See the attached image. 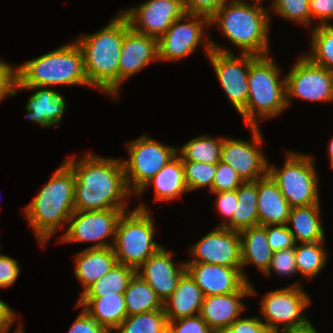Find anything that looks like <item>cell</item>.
I'll list each match as a JSON object with an SVG mask.
<instances>
[{
  "label": "cell",
  "mask_w": 333,
  "mask_h": 333,
  "mask_svg": "<svg viewBox=\"0 0 333 333\" xmlns=\"http://www.w3.org/2000/svg\"><path fill=\"white\" fill-rule=\"evenodd\" d=\"M68 156L65 162L75 174L76 211L128 209L129 191L121 158L100 157L92 153Z\"/></svg>",
  "instance_id": "1"
},
{
  "label": "cell",
  "mask_w": 333,
  "mask_h": 333,
  "mask_svg": "<svg viewBox=\"0 0 333 333\" xmlns=\"http://www.w3.org/2000/svg\"><path fill=\"white\" fill-rule=\"evenodd\" d=\"M130 28L127 18L118 13L99 31L78 37L75 41L84 55V70L89 86L118 98L120 52L125 32Z\"/></svg>",
  "instance_id": "2"
},
{
  "label": "cell",
  "mask_w": 333,
  "mask_h": 333,
  "mask_svg": "<svg viewBox=\"0 0 333 333\" xmlns=\"http://www.w3.org/2000/svg\"><path fill=\"white\" fill-rule=\"evenodd\" d=\"M75 180L72 168L64 161L35 198L23 209L28 224L43 248L58 228L64 230L75 211Z\"/></svg>",
  "instance_id": "3"
},
{
  "label": "cell",
  "mask_w": 333,
  "mask_h": 333,
  "mask_svg": "<svg viewBox=\"0 0 333 333\" xmlns=\"http://www.w3.org/2000/svg\"><path fill=\"white\" fill-rule=\"evenodd\" d=\"M270 23L269 10L256 0L254 4L245 0L229 1L210 17V26H218L241 54L254 56L270 53Z\"/></svg>",
  "instance_id": "4"
},
{
  "label": "cell",
  "mask_w": 333,
  "mask_h": 333,
  "mask_svg": "<svg viewBox=\"0 0 333 333\" xmlns=\"http://www.w3.org/2000/svg\"><path fill=\"white\" fill-rule=\"evenodd\" d=\"M15 67L16 83L21 87H90L83 51L75 40Z\"/></svg>",
  "instance_id": "5"
},
{
  "label": "cell",
  "mask_w": 333,
  "mask_h": 333,
  "mask_svg": "<svg viewBox=\"0 0 333 333\" xmlns=\"http://www.w3.org/2000/svg\"><path fill=\"white\" fill-rule=\"evenodd\" d=\"M281 72L270 55L256 56L251 61L247 104L238 113L246 126L258 127L260 119L276 117L287 108L285 77L280 78Z\"/></svg>",
  "instance_id": "6"
},
{
  "label": "cell",
  "mask_w": 333,
  "mask_h": 333,
  "mask_svg": "<svg viewBox=\"0 0 333 333\" xmlns=\"http://www.w3.org/2000/svg\"><path fill=\"white\" fill-rule=\"evenodd\" d=\"M154 219L145 203H141L129 213L123 212L116 226L112 246L119 264L137 270L150 256L163 247L154 241L156 231Z\"/></svg>",
  "instance_id": "7"
},
{
  "label": "cell",
  "mask_w": 333,
  "mask_h": 333,
  "mask_svg": "<svg viewBox=\"0 0 333 333\" xmlns=\"http://www.w3.org/2000/svg\"><path fill=\"white\" fill-rule=\"evenodd\" d=\"M286 153L282 168L268 162L267 173L277 183L291 207L320 203L319 177L314 157L293 151Z\"/></svg>",
  "instance_id": "8"
},
{
  "label": "cell",
  "mask_w": 333,
  "mask_h": 333,
  "mask_svg": "<svg viewBox=\"0 0 333 333\" xmlns=\"http://www.w3.org/2000/svg\"><path fill=\"white\" fill-rule=\"evenodd\" d=\"M310 304L309 295L298 281L288 287L266 293L259 308L268 331L285 333L310 321L305 313Z\"/></svg>",
  "instance_id": "9"
},
{
  "label": "cell",
  "mask_w": 333,
  "mask_h": 333,
  "mask_svg": "<svg viewBox=\"0 0 333 333\" xmlns=\"http://www.w3.org/2000/svg\"><path fill=\"white\" fill-rule=\"evenodd\" d=\"M129 159L121 158L129 191L135 195L171 159L177 155V147L165 146L161 142L142 135L127 143Z\"/></svg>",
  "instance_id": "10"
},
{
  "label": "cell",
  "mask_w": 333,
  "mask_h": 333,
  "mask_svg": "<svg viewBox=\"0 0 333 333\" xmlns=\"http://www.w3.org/2000/svg\"><path fill=\"white\" fill-rule=\"evenodd\" d=\"M206 27H210V18L184 13L158 39L159 60L165 62L181 60L191 55L199 47L202 39H204V54L207 57L212 51V47L211 39L204 32Z\"/></svg>",
  "instance_id": "11"
},
{
  "label": "cell",
  "mask_w": 333,
  "mask_h": 333,
  "mask_svg": "<svg viewBox=\"0 0 333 333\" xmlns=\"http://www.w3.org/2000/svg\"><path fill=\"white\" fill-rule=\"evenodd\" d=\"M212 51L207 56L213 66L220 86L239 113L247 104L248 75L251 61L256 57L251 54L235 56L231 50L210 41Z\"/></svg>",
  "instance_id": "12"
},
{
  "label": "cell",
  "mask_w": 333,
  "mask_h": 333,
  "mask_svg": "<svg viewBox=\"0 0 333 333\" xmlns=\"http://www.w3.org/2000/svg\"><path fill=\"white\" fill-rule=\"evenodd\" d=\"M129 209H109L74 211L68 220V227L59 239L60 242H93L87 249L112 247L116 226L123 212ZM109 242L107 241L108 238Z\"/></svg>",
  "instance_id": "13"
},
{
  "label": "cell",
  "mask_w": 333,
  "mask_h": 333,
  "mask_svg": "<svg viewBox=\"0 0 333 333\" xmlns=\"http://www.w3.org/2000/svg\"><path fill=\"white\" fill-rule=\"evenodd\" d=\"M285 88L287 107L291 96L305 101L330 102L333 101V72L301 55L285 76Z\"/></svg>",
  "instance_id": "14"
},
{
  "label": "cell",
  "mask_w": 333,
  "mask_h": 333,
  "mask_svg": "<svg viewBox=\"0 0 333 333\" xmlns=\"http://www.w3.org/2000/svg\"><path fill=\"white\" fill-rule=\"evenodd\" d=\"M252 140L223 138L220 161L229 164L245 181H256L264 177L268 171V160L260 149L264 142L261 129L249 126Z\"/></svg>",
  "instance_id": "15"
},
{
  "label": "cell",
  "mask_w": 333,
  "mask_h": 333,
  "mask_svg": "<svg viewBox=\"0 0 333 333\" xmlns=\"http://www.w3.org/2000/svg\"><path fill=\"white\" fill-rule=\"evenodd\" d=\"M136 32L159 39L184 13V0H147L121 10Z\"/></svg>",
  "instance_id": "16"
},
{
  "label": "cell",
  "mask_w": 333,
  "mask_h": 333,
  "mask_svg": "<svg viewBox=\"0 0 333 333\" xmlns=\"http://www.w3.org/2000/svg\"><path fill=\"white\" fill-rule=\"evenodd\" d=\"M195 258L186 262H201L242 268L241 241L238 231L218 227L196 242L189 249Z\"/></svg>",
  "instance_id": "17"
},
{
  "label": "cell",
  "mask_w": 333,
  "mask_h": 333,
  "mask_svg": "<svg viewBox=\"0 0 333 333\" xmlns=\"http://www.w3.org/2000/svg\"><path fill=\"white\" fill-rule=\"evenodd\" d=\"M172 252V249L167 251L163 246L136 270L156 292L162 303L174 292L179 279L186 272V262L183 261L176 266L172 260Z\"/></svg>",
  "instance_id": "18"
},
{
  "label": "cell",
  "mask_w": 333,
  "mask_h": 333,
  "mask_svg": "<svg viewBox=\"0 0 333 333\" xmlns=\"http://www.w3.org/2000/svg\"><path fill=\"white\" fill-rule=\"evenodd\" d=\"M186 272L201 288L204 296L238 292L247 283L242 268L186 262Z\"/></svg>",
  "instance_id": "19"
},
{
  "label": "cell",
  "mask_w": 333,
  "mask_h": 333,
  "mask_svg": "<svg viewBox=\"0 0 333 333\" xmlns=\"http://www.w3.org/2000/svg\"><path fill=\"white\" fill-rule=\"evenodd\" d=\"M158 58V39L136 32H125L120 52L119 91L122 83Z\"/></svg>",
  "instance_id": "20"
},
{
  "label": "cell",
  "mask_w": 333,
  "mask_h": 333,
  "mask_svg": "<svg viewBox=\"0 0 333 333\" xmlns=\"http://www.w3.org/2000/svg\"><path fill=\"white\" fill-rule=\"evenodd\" d=\"M253 287L247 282L238 292L204 296L199 315L212 330L231 326L246 309L242 298L257 294Z\"/></svg>",
  "instance_id": "21"
},
{
  "label": "cell",
  "mask_w": 333,
  "mask_h": 333,
  "mask_svg": "<svg viewBox=\"0 0 333 333\" xmlns=\"http://www.w3.org/2000/svg\"><path fill=\"white\" fill-rule=\"evenodd\" d=\"M29 89L34 90V93L27 100V119L44 127L58 125L62 121L67 106L62 94L49 87H21L15 83L14 95L19 90Z\"/></svg>",
  "instance_id": "22"
},
{
  "label": "cell",
  "mask_w": 333,
  "mask_h": 333,
  "mask_svg": "<svg viewBox=\"0 0 333 333\" xmlns=\"http://www.w3.org/2000/svg\"><path fill=\"white\" fill-rule=\"evenodd\" d=\"M257 195L259 225H286L288 223L291 206L268 173L257 179Z\"/></svg>",
  "instance_id": "23"
},
{
  "label": "cell",
  "mask_w": 333,
  "mask_h": 333,
  "mask_svg": "<svg viewBox=\"0 0 333 333\" xmlns=\"http://www.w3.org/2000/svg\"><path fill=\"white\" fill-rule=\"evenodd\" d=\"M76 308L82 307L109 333L127 317L124 293L104 296H80Z\"/></svg>",
  "instance_id": "24"
},
{
  "label": "cell",
  "mask_w": 333,
  "mask_h": 333,
  "mask_svg": "<svg viewBox=\"0 0 333 333\" xmlns=\"http://www.w3.org/2000/svg\"><path fill=\"white\" fill-rule=\"evenodd\" d=\"M204 294L201 288L185 272L179 279L177 288L163 303V310L168 321L200 314Z\"/></svg>",
  "instance_id": "25"
},
{
  "label": "cell",
  "mask_w": 333,
  "mask_h": 333,
  "mask_svg": "<svg viewBox=\"0 0 333 333\" xmlns=\"http://www.w3.org/2000/svg\"><path fill=\"white\" fill-rule=\"evenodd\" d=\"M74 258V275L83 286V292L118 263L112 247L85 248Z\"/></svg>",
  "instance_id": "26"
},
{
  "label": "cell",
  "mask_w": 333,
  "mask_h": 333,
  "mask_svg": "<svg viewBox=\"0 0 333 333\" xmlns=\"http://www.w3.org/2000/svg\"><path fill=\"white\" fill-rule=\"evenodd\" d=\"M241 241L242 275L250 282L244 266L254 264L258 270L265 274L270 266L274 251L267 241L266 226L257 225L239 232Z\"/></svg>",
  "instance_id": "27"
},
{
  "label": "cell",
  "mask_w": 333,
  "mask_h": 333,
  "mask_svg": "<svg viewBox=\"0 0 333 333\" xmlns=\"http://www.w3.org/2000/svg\"><path fill=\"white\" fill-rule=\"evenodd\" d=\"M151 185L155 191V200L170 201L188 193L184 180V168L181 158L176 155L171 159L145 186L135 195L142 196L146 188Z\"/></svg>",
  "instance_id": "28"
},
{
  "label": "cell",
  "mask_w": 333,
  "mask_h": 333,
  "mask_svg": "<svg viewBox=\"0 0 333 333\" xmlns=\"http://www.w3.org/2000/svg\"><path fill=\"white\" fill-rule=\"evenodd\" d=\"M320 206V203H318L310 206L291 207L287 225L295 243L325 240V231L320 221L322 214ZM291 226L293 227L291 228Z\"/></svg>",
  "instance_id": "29"
},
{
  "label": "cell",
  "mask_w": 333,
  "mask_h": 333,
  "mask_svg": "<svg viewBox=\"0 0 333 333\" xmlns=\"http://www.w3.org/2000/svg\"><path fill=\"white\" fill-rule=\"evenodd\" d=\"M236 191L237 204L233 217L224 227L240 232L259 225L257 180L243 182Z\"/></svg>",
  "instance_id": "30"
},
{
  "label": "cell",
  "mask_w": 333,
  "mask_h": 333,
  "mask_svg": "<svg viewBox=\"0 0 333 333\" xmlns=\"http://www.w3.org/2000/svg\"><path fill=\"white\" fill-rule=\"evenodd\" d=\"M127 316L163 309L156 292L137 273L124 291Z\"/></svg>",
  "instance_id": "31"
},
{
  "label": "cell",
  "mask_w": 333,
  "mask_h": 333,
  "mask_svg": "<svg viewBox=\"0 0 333 333\" xmlns=\"http://www.w3.org/2000/svg\"><path fill=\"white\" fill-rule=\"evenodd\" d=\"M223 138H213L211 135L197 136L181 148H177V155L182 161L217 164L220 161Z\"/></svg>",
  "instance_id": "32"
},
{
  "label": "cell",
  "mask_w": 333,
  "mask_h": 333,
  "mask_svg": "<svg viewBox=\"0 0 333 333\" xmlns=\"http://www.w3.org/2000/svg\"><path fill=\"white\" fill-rule=\"evenodd\" d=\"M327 252L324 241L295 244V261L297 272L301 277L312 280L327 264Z\"/></svg>",
  "instance_id": "33"
},
{
  "label": "cell",
  "mask_w": 333,
  "mask_h": 333,
  "mask_svg": "<svg viewBox=\"0 0 333 333\" xmlns=\"http://www.w3.org/2000/svg\"><path fill=\"white\" fill-rule=\"evenodd\" d=\"M136 270L117 263L109 272L89 286L80 296H104L124 293Z\"/></svg>",
  "instance_id": "34"
},
{
  "label": "cell",
  "mask_w": 333,
  "mask_h": 333,
  "mask_svg": "<svg viewBox=\"0 0 333 333\" xmlns=\"http://www.w3.org/2000/svg\"><path fill=\"white\" fill-rule=\"evenodd\" d=\"M311 33V50L305 55L312 63L333 72V23L314 25Z\"/></svg>",
  "instance_id": "35"
},
{
  "label": "cell",
  "mask_w": 333,
  "mask_h": 333,
  "mask_svg": "<svg viewBox=\"0 0 333 333\" xmlns=\"http://www.w3.org/2000/svg\"><path fill=\"white\" fill-rule=\"evenodd\" d=\"M119 333H167L168 319L163 309L127 316L114 330Z\"/></svg>",
  "instance_id": "36"
},
{
  "label": "cell",
  "mask_w": 333,
  "mask_h": 333,
  "mask_svg": "<svg viewBox=\"0 0 333 333\" xmlns=\"http://www.w3.org/2000/svg\"><path fill=\"white\" fill-rule=\"evenodd\" d=\"M182 164L184 180L189 192L205 187H208L209 191L212 189L216 164L196 161H182Z\"/></svg>",
  "instance_id": "37"
},
{
  "label": "cell",
  "mask_w": 333,
  "mask_h": 333,
  "mask_svg": "<svg viewBox=\"0 0 333 333\" xmlns=\"http://www.w3.org/2000/svg\"><path fill=\"white\" fill-rule=\"evenodd\" d=\"M309 0H273L270 8L280 18L310 27Z\"/></svg>",
  "instance_id": "38"
},
{
  "label": "cell",
  "mask_w": 333,
  "mask_h": 333,
  "mask_svg": "<svg viewBox=\"0 0 333 333\" xmlns=\"http://www.w3.org/2000/svg\"><path fill=\"white\" fill-rule=\"evenodd\" d=\"M243 182L241 177L229 164L219 161L216 164V172L210 192L236 190Z\"/></svg>",
  "instance_id": "39"
},
{
  "label": "cell",
  "mask_w": 333,
  "mask_h": 333,
  "mask_svg": "<svg viewBox=\"0 0 333 333\" xmlns=\"http://www.w3.org/2000/svg\"><path fill=\"white\" fill-rule=\"evenodd\" d=\"M272 270L274 273L279 274L281 277H288L297 274L298 272L295 261V247L275 251L271 258L270 266L265 275H270Z\"/></svg>",
  "instance_id": "40"
},
{
  "label": "cell",
  "mask_w": 333,
  "mask_h": 333,
  "mask_svg": "<svg viewBox=\"0 0 333 333\" xmlns=\"http://www.w3.org/2000/svg\"><path fill=\"white\" fill-rule=\"evenodd\" d=\"M267 241L271 249L275 251L295 247V240L288 225L266 226Z\"/></svg>",
  "instance_id": "41"
},
{
  "label": "cell",
  "mask_w": 333,
  "mask_h": 333,
  "mask_svg": "<svg viewBox=\"0 0 333 333\" xmlns=\"http://www.w3.org/2000/svg\"><path fill=\"white\" fill-rule=\"evenodd\" d=\"M167 333H213L200 315L168 321Z\"/></svg>",
  "instance_id": "42"
},
{
  "label": "cell",
  "mask_w": 333,
  "mask_h": 333,
  "mask_svg": "<svg viewBox=\"0 0 333 333\" xmlns=\"http://www.w3.org/2000/svg\"><path fill=\"white\" fill-rule=\"evenodd\" d=\"M216 195V209L220 216L222 215L223 222L218 227H224L233 217V212L237 204V191H222V192H211Z\"/></svg>",
  "instance_id": "43"
},
{
  "label": "cell",
  "mask_w": 333,
  "mask_h": 333,
  "mask_svg": "<svg viewBox=\"0 0 333 333\" xmlns=\"http://www.w3.org/2000/svg\"><path fill=\"white\" fill-rule=\"evenodd\" d=\"M231 0H184L185 13L198 14L210 18L225 3Z\"/></svg>",
  "instance_id": "44"
},
{
  "label": "cell",
  "mask_w": 333,
  "mask_h": 333,
  "mask_svg": "<svg viewBox=\"0 0 333 333\" xmlns=\"http://www.w3.org/2000/svg\"><path fill=\"white\" fill-rule=\"evenodd\" d=\"M310 23L315 19L318 24L330 25L333 20V0H309Z\"/></svg>",
  "instance_id": "45"
},
{
  "label": "cell",
  "mask_w": 333,
  "mask_h": 333,
  "mask_svg": "<svg viewBox=\"0 0 333 333\" xmlns=\"http://www.w3.org/2000/svg\"><path fill=\"white\" fill-rule=\"evenodd\" d=\"M20 266L16 259L0 254V288L11 287L20 275Z\"/></svg>",
  "instance_id": "46"
},
{
  "label": "cell",
  "mask_w": 333,
  "mask_h": 333,
  "mask_svg": "<svg viewBox=\"0 0 333 333\" xmlns=\"http://www.w3.org/2000/svg\"><path fill=\"white\" fill-rule=\"evenodd\" d=\"M16 67L0 60V101L6 96H14Z\"/></svg>",
  "instance_id": "47"
},
{
  "label": "cell",
  "mask_w": 333,
  "mask_h": 333,
  "mask_svg": "<svg viewBox=\"0 0 333 333\" xmlns=\"http://www.w3.org/2000/svg\"><path fill=\"white\" fill-rule=\"evenodd\" d=\"M68 333H109L98 324L83 308L72 323Z\"/></svg>",
  "instance_id": "48"
},
{
  "label": "cell",
  "mask_w": 333,
  "mask_h": 333,
  "mask_svg": "<svg viewBox=\"0 0 333 333\" xmlns=\"http://www.w3.org/2000/svg\"><path fill=\"white\" fill-rule=\"evenodd\" d=\"M235 333H268L261 317L238 318L230 326Z\"/></svg>",
  "instance_id": "49"
},
{
  "label": "cell",
  "mask_w": 333,
  "mask_h": 333,
  "mask_svg": "<svg viewBox=\"0 0 333 333\" xmlns=\"http://www.w3.org/2000/svg\"><path fill=\"white\" fill-rule=\"evenodd\" d=\"M15 311L0 299V333H8L11 325L17 320Z\"/></svg>",
  "instance_id": "50"
},
{
  "label": "cell",
  "mask_w": 333,
  "mask_h": 333,
  "mask_svg": "<svg viewBox=\"0 0 333 333\" xmlns=\"http://www.w3.org/2000/svg\"><path fill=\"white\" fill-rule=\"evenodd\" d=\"M285 333H319L313 326L312 322H308L306 325L298 327L294 330L287 331Z\"/></svg>",
  "instance_id": "51"
},
{
  "label": "cell",
  "mask_w": 333,
  "mask_h": 333,
  "mask_svg": "<svg viewBox=\"0 0 333 333\" xmlns=\"http://www.w3.org/2000/svg\"><path fill=\"white\" fill-rule=\"evenodd\" d=\"M328 156H329V160H330V165L333 168V136L330 139V143L328 145Z\"/></svg>",
  "instance_id": "52"
},
{
  "label": "cell",
  "mask_w": 333,
  "mask_h": 333,
  "mask_svg": "<svg viewBox=\"0 0 333 333\" xmlns=\"http://www.w3.org/2000/svg\"><path fill=\"white\" fill-rule=\"evenodd\" d=\"M213 333H235L234 330L229 327H222L216 330H213Z\"/></svg>",
  "instance_id": "53"
},
{
  "label": "cell",
  "mask_w": 333,
  "mask_h": 333,
  "mask_svg": "<svg viewBox=\"0 0 333 333\" xmlns=\"http://www.w3.org/2000/svg\"><path fill=\"white\" fill-rule=\"evenodd\" d=\"M25 330H23V325L22 323H19V325L17 326V329L14 333H25Z\"/></svg>",
  "instance_id": "54"
}]
</instances>
